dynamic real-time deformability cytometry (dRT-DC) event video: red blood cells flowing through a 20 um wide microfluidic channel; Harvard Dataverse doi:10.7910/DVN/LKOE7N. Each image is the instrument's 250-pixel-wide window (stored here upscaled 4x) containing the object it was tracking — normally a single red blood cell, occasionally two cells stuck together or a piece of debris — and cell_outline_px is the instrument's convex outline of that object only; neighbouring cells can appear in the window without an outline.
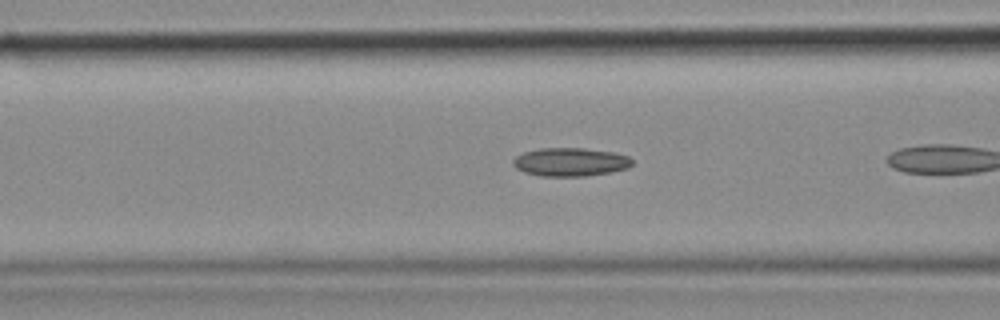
{"species": "common noctule bat (a hibernating species)", "species_latin": "Nyctalus noctula", "temperature_condition": "cold", "stored_images_in_passage": 8, "camera_frame_rate_fps": 3000, "um_per_image_px": 0.085, "animal": {"sex": "female", "body_mass_g": 18.4}, "frame": {"image": 1, "passage_image": 6, "time_ms": 1.667, "image_size_px": [1000, 320], "cell_outline_px": [[632, 164], [628, 168], [608, 172], [584, 176], [540, 176], [524, 172], [516, 168], [512, 164], [512, 160], [516, 156], [524, 152], [540, 148], [584, 148], [612, 152], [628, 156], [632, 160]], "centroid_in_image_um": [48.44, 13.77], "position_along_channel_um": 118.2, "area_um2": 19.65}}